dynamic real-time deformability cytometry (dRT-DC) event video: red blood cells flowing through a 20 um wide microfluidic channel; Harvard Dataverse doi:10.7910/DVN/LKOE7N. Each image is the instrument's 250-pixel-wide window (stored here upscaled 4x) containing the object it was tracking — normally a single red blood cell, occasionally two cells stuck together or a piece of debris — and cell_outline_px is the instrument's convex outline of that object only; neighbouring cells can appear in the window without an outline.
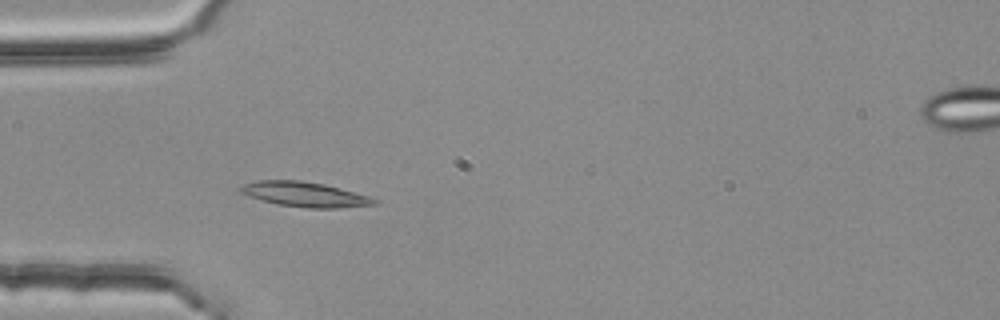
{"species": "common noctule bat (a hibernating species)", "species_latin": "Nyctalus noctula", "temperature_condition": "room temperature", "stored_images_in_passage": 4, "segment_of_instrument_passage": [1, 2], "camera_frame_rate_fps": 3000, "um_per_image_px": 0.085, "animal": {"sex": "female", "body_mass_g": 25.1}, "frame": {"image": 1, "passage_image": 3, "time_ms": 0.667, "image_size_px": [1000, 320], "cell_outline_px": [[380, 204], [340, 208], [308, 208], [280, 204], [248, 196], [240, 192], [240, 188], [244, 184], [256, 180], [300, 180], [324, 184], [368, 196], [380, 200]], "centroid_in_image_um": [25.96, 16.52], "position_along_channel_um": 59.0, "area_um2": 19.25}}